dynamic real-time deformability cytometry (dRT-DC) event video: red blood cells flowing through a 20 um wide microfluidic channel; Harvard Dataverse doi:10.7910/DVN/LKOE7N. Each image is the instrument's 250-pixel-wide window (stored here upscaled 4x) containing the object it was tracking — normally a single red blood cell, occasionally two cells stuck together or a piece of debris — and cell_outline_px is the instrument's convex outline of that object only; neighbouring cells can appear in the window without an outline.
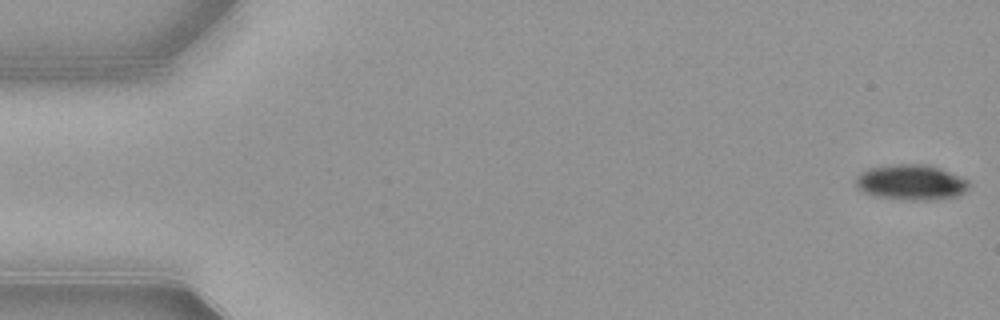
{"species": "common noctule bat (a hibernating species)", "species_latin": "Nyctalus noctula", "temperature_condition": "warm", "stored_images_in_passage": 53, "camera_frame_rate_fps": 3000, "um_per_image_px": 0.085, "animal": {"sex": "female", "body_mass_g": 21.9}, "frame": {"image": 1, "passage_image": 1, "time_ms": 0.0, "image_size_px": [1000, 320], "cell_outline_px": [[968, 188], [964, 192], [956, 196], [940, 200], [904, 200], [872, 196], [860, 192], [856, 188], [856, 176], [860, 172], [868, 168], [896, 164], [928, 164], [940, 168], [960, 176], [968, 180]], "centroid_in_image_um": [77.4, 15.51], "position_along_channel_um": 7.6, "area_um2": 23.81}}
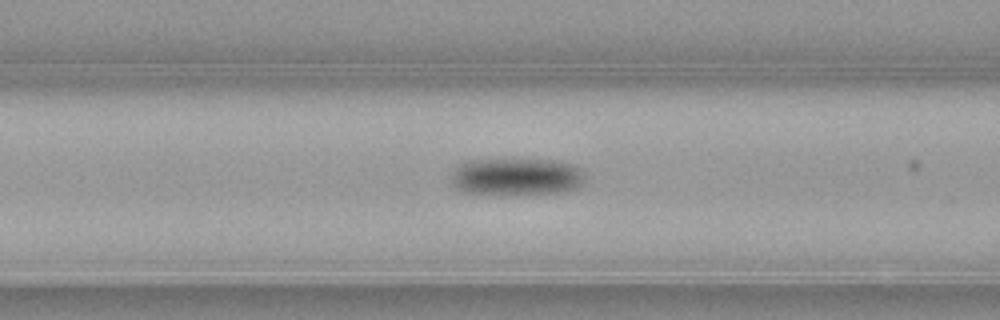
{"frame": {"image": 2, "passage_image": 21, "time_ms": 6.667, "image_size_px": [1000, 320], "cell_outline_px": [[584, 180], [580, 184], [572, 188], [556, 192], [464, 192], [456, 188], [452, 184], [448, 176], [452, 168], [456, 164], [464, 160], [512, 156], [552, 160], [576, 164], [584, 172]], "centroid_in_image_um": [43.78, 14.9], "position_along_channel_um": 122.8, "area_um2": 29.77}}
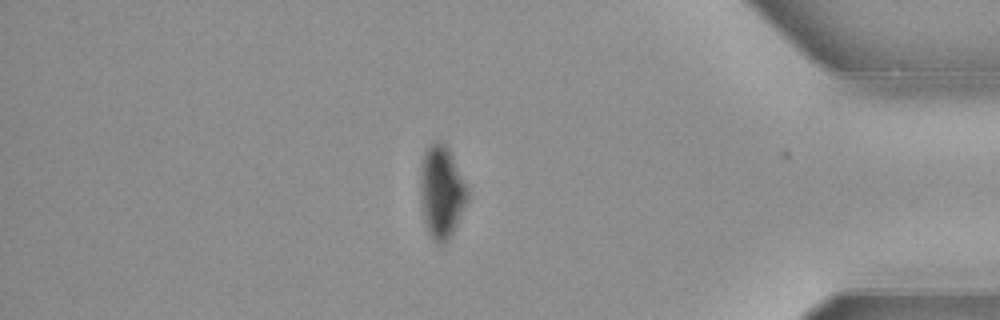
{"frame": {"image": 3, "passage_image": 45, "time_ms": 14.667, "image_size_px": [1000, 320], "cell_outline_px": [[468, 196], [456, 224], [448, 240], [444, 244], [440, 244], [432, 240], [428, 232], [424, 216], [420, 192], [420, 164], [424, 152], [428, 144], [432, 140], [440, 140], [448, 144], [468, 188]], "centroid_in_image_um": [37.51, 16.2], "position_along_channel_um": 397.7, "area_um2": 25.61}, "authors_computed_cell_mechanics": {"area_um2": 26.1834, "velocity_mm_per_s": 3.9029, "shape_relaxation_time_tau1_ms": 2.7712, "shape_relaxation_time_tau2_ms": null, "deformation_change_tau1": 0.1083, "deformation_change_tau2": null}}